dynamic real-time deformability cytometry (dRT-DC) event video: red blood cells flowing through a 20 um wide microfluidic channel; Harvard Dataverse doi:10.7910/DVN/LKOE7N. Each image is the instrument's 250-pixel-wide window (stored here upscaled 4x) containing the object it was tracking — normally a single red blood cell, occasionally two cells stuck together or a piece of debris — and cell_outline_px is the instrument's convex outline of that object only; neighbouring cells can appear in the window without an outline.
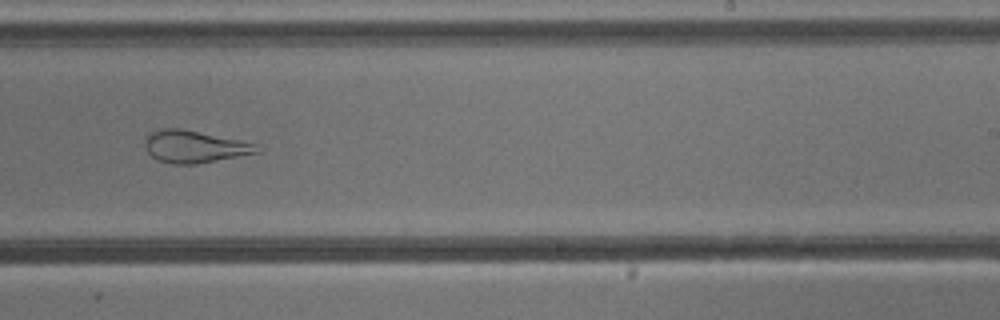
{"species": "common noctule bat (a hibernating species)", "species_latin": "Nyctalus noctula", "temperature_condition": "cold", "stored_images_in_passage": 41, "camera_frame_rate_fps": 3000, "um_per_image_px": 0.085, "animal": {"sex": "male", "body_mass_g": 13.3}, "frame": {"image": 1, "passage_image": 21, "time_ms": 6.667, "image_size_px": [1000, 320], "cell_outline_px": [[264, 148], [260, 152], [196, 164], [172, 164], [160, 160], [152, 156], [148, 152], [144, 144], [144, 140], [148, 132], [164, 128], [180, 128], [240, 140], [256, 144]], "centroid_in_image_um": [16.53, 12.45], "position_along_channel_um": 272.5, "area_um2": 21.04}}
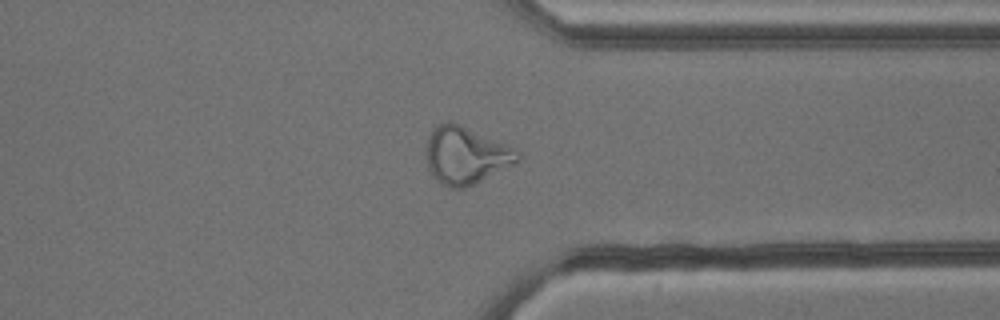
{"frame": {"image": 2, "passage_image": 29, "time_ms": 9.333, "image_size_px": [1000, 320], "cell_outline_px": [[520, 160], [516, 164], [464, 188], [452, 188], [444, 184], [432, 176], [428, 168], [428, 140], [432, 128], [448, 120], [460, 124], [520, 152]], "centroid_in_image_um": [39.6, 13.21], "position_along_channel_um": 371.8, "area_um2": 29.82}}
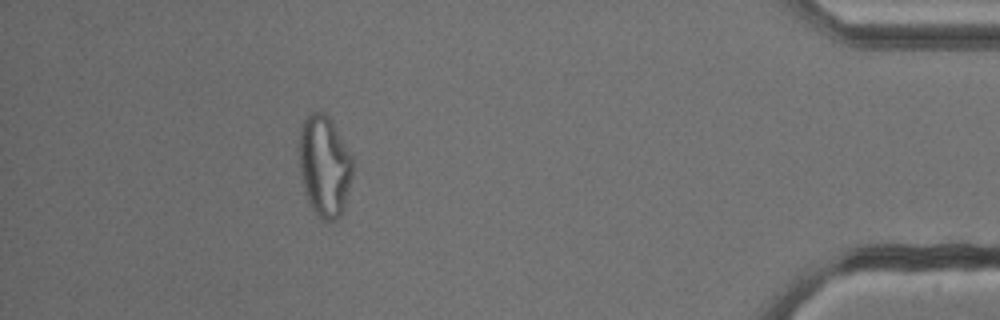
{"frame": {"image": 3, "passage_image": 36, "time_ms": 11.667, "image_size_px": [1000, 320], "cell_outline_px": [[352, 176], [344, 208], [340, 216], [336, 220], [320, 220], [316, 216], [304, 192], [300, 172], [300, 128], [304, 120], [312, 112], [324, 112], [332, 120], [352, 156]], "centroid_in_image_um": [27.58, 14.13], "position_along_channel_um": 407.6, "area_um2": 31.56}, "authors_computed_cell_mechanics": {"area_um2": 28.0908, "velocity_mm_per_s": 3.8292, "shape_relaxation_time_tau1_ms": null, "shape_relaxation_time_tau2_ms": 1.3873, "deformation_change_tau1": null, "deformation_change_tau2": 0.1012}}